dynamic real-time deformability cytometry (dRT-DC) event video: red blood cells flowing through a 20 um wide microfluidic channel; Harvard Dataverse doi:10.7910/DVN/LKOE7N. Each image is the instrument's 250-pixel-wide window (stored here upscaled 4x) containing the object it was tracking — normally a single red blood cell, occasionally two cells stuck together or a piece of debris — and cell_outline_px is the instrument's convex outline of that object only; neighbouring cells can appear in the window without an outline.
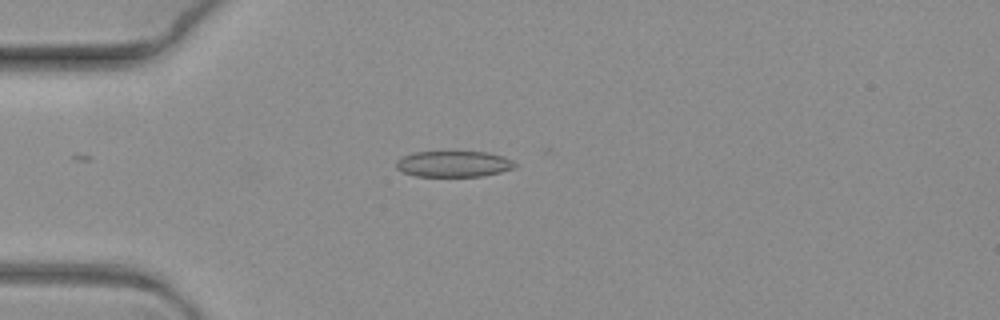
{"species": "common noctule bat (a hibernating species)", "species_latin": "Nyctalus noctula", "temperature_condition": "warm", "stored_images_in_passage": 9, "camera_frame_rate_fps": 3000, "um_per_image_px": 0.085, "animal": {"sex": "female", "body_mass_g": 19.3, "forearm_length_mm": 54.1}, "frame": {"image": 1, "passage_image": 6, "time_ms": 1.667, "image_size_px": [1000, 320], "cell_outline_px": [[516, 168], [500, 172], [480, 176], [416, 176], [404, 172], [396, 168], [396, 160], [400, 156], [416, 152], [488, 152], [504, 156], [512, 160], [516, 164]], "centroid_in_image_um": [38.56, 13.93], "position_along_channel_um": 46.4, "area_um2": 18.03}}
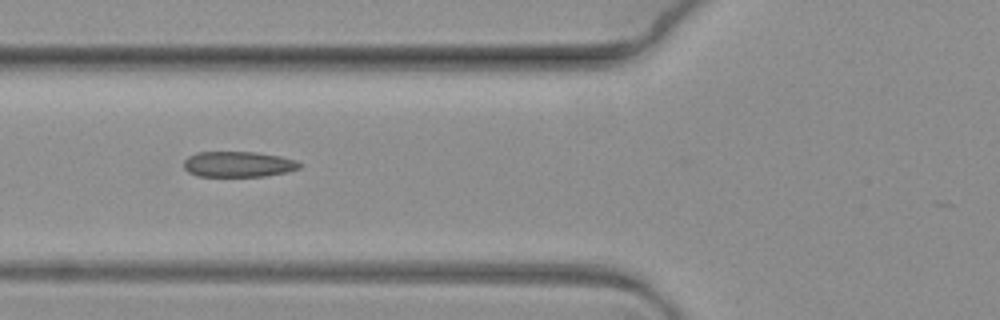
{"frame": {"image": 2, "passage_image": 8, "time_ms": 2.333, "image_size_px": [1000, 320], "cell_outline_px": [[304, 164], [300, 168], [288, 172], [264, 176], [196, 176], [188, 172], [184, 168], [184, 160], [188, 156], [196, 152], [256, 152], [280, 156], [296, 160]], "centroid_in_image_um": [20.27, 13.96], "position_along_channel_um": 105.5, "area_um2": 17.46}}